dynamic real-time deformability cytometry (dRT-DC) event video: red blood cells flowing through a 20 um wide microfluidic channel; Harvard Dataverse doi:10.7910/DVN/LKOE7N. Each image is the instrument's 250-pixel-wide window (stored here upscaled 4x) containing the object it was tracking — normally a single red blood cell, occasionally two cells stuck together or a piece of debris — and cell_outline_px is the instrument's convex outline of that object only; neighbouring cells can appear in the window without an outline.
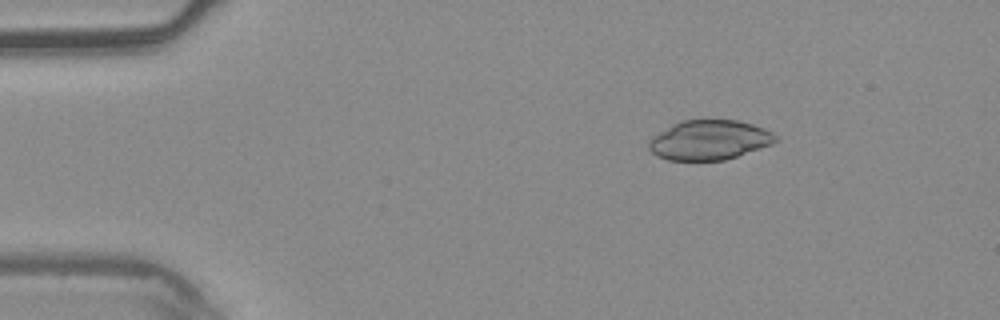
{"species": "common noctule bat (a hibernating species)", "species_latin": "Nyctalus noctula", "temperature_condition": "warm", "stored_images_in_passage": 4, "camera_frame_rate_fps": 3000, "um_per_image_px": 0.085, "animal": {"sex": "male", "body_mass_g": 20.4}, "frame": {"image": 1, "passage_image": 2, "time_ms": 0.333, "image_size_px": [1000, 320], "cell_outline_px": [[780, 140], [772, 144], [724, 160], [668, 160], [656, 156], [648, 148], [648, 140], [672, 124], [680, 120], [736, 120], [752, 124], [764, 128], [772, 132]], "centroid_in_image_um": [60.28, 11.9], "position_along_channel_um": 24.7, "area_um2": 29.25}}